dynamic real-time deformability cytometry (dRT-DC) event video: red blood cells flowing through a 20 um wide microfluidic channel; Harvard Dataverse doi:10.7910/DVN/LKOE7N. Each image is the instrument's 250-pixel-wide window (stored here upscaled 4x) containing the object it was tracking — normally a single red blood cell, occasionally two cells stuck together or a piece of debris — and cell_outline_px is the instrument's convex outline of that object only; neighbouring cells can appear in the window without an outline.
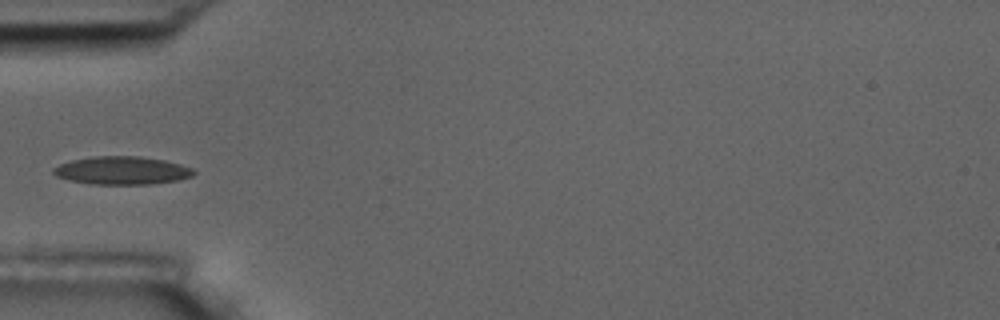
{"species": "common noctule bat (a hibernating species)", "species_latin": "Nyctalus noctula", "temperature_condition": "room temperature", "stored_images_in_passage": 9, "camera_frame_rate_fps": 3000, "um_per_image_px": 0.085, "animal": {"sex": "male", "body_mass_g": 17.5, "forearm_length_mm": 52.3}, "frame": {"image": 1, "passage_image": 6, "time_ms": 5.667, "image_size_px": [1000, 320], "cell_outline_px": [[196, 172], [192, 176], [176, 180], [148, 184], [92, 184], [72, 180], [56, 176], [52, 172], [52, 168], [60, 164], [72, 160], [92, 156], [140, 156], [164, 160], [180, 164], [192, 168]], "centroid_in_image_um": [10.36, 14.48], "position_along_channel_um": 74.6, "area_um2": 22.77}}
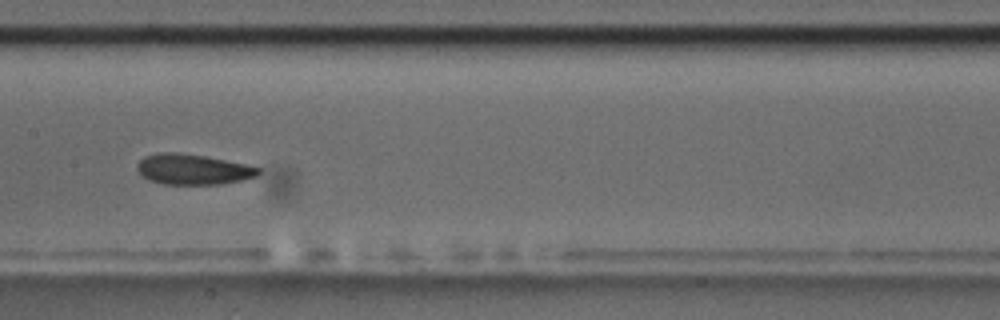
{"frame": {"image": 2, "passage_image": 9, "time_ms": 9.0, "image_size_px": [1000, 320], "cell_outline_px": [[260, 172], [256, 176], [244, 180], [220, 184], [164, 184], [148, 180], [136, 168], [136, 164], [144, 156], [160, 152], [176, 152], [204, 156], [244, 164], [260, 168]], "centroid_in_image_um": [16.38, 14.39], "position_along_channel_um": 191.0, "area_um2": 21.39}}